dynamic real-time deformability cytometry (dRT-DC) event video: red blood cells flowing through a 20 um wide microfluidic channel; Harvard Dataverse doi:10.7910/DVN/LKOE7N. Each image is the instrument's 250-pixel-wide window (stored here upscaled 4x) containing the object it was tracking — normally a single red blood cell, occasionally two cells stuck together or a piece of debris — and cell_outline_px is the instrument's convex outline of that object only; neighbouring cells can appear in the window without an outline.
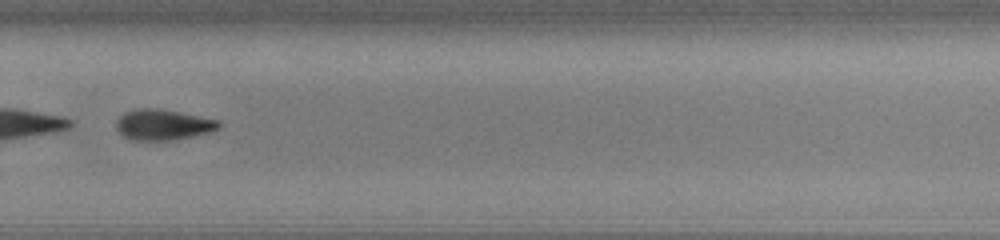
{"species": "common noctule bat (a hibernating species)", "species_latin": "Nyctalus noctula", "temperature_condition": "cold", "stored_images_in_passage": 53, "camera_frame_rate_fps": 3000, "um_per_image_px": 0.085, "animal": {"sex": "male", "body_mass_g": 13.0, "forearm_length_mm": 53.1}, "frame": {"image": 1, "passage_image": 38, "time_ms": 12.333, "image_size_px": [1000, 240], "cell_outline_px": [[220, 128], [212, 132], [172, 140], [128, 140], [116, 128], [116, 120], [124, 112], [136, 108], [156, 108], [180, 112], [220, 120]], "centroid_in_image_um": [13.86, 10.6], "position_along_channel_um": 315.9, "area_um2": 18.5}, "authors_computed_cell_mechanics": {"area_um2": 28.7266, "velocity_mm_per_s": 3.8094, "shape_relaxation_time_tau1_ms": 0.6962, "shape_relaxation_time_tau2_ms": null, "deformation_change_tau1": 0.2981, "deformation_change_tau2": null}}